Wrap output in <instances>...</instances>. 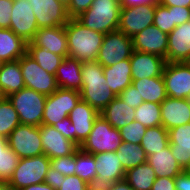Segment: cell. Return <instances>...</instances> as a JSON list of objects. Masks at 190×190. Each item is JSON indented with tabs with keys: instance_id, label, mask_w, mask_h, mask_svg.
I'll return each mask as SVG.
<instances>
[{
	"instance_id": "cell-1",
	"label": "cell",
	"mask_w": 190,
	"mask_h": 190,
	"mask_svg": "<svg viewBox=\"0 0 190 190\" xmlns=\"http://www.w3.org/2000/svg\"><path fill=\"white\" fill-rule=\"evenodd\" d=\"M81 74V100L87 102L100 113L116 97L106 85L103 67L97 61L83 62Z\"/></svg>"
},
{
	"instance_id": "cell-2",
	"label": "cell",
	"mask_w": 190,
	"mask_h": 190,
	"mask_svg": "<svg viewBox=\"0 0 190 190\" xmlns=\"http://www.w3.org/2000/svg\"><path fill=\"white\" fill-rule=\"evenodd\" d=\"M69 57L79 62L96 61L105 34L91 30L76 18H70L65 25Z\"/></svg>"
},
{
	"instance_id": "cell-3",
	"label": "cell",
	"mask_w": 190,
	"mask_h": 190,
	"mask_svg": "<svg viewBox=\"0 0 190 190\" xmlns=\"http://www.w3.org/2000/svg\"><path fill=\"white\" fill-rule=\"evenodd\" d=\"M120 9L115 0H93L91 7L76 19L91 30L107 34L118 30Z\"/></svg>"
},
{
	"instance_id": "cell-4",
	"label": "cell",
	"mask_w": 190,
	"mask_h": 190,
	"mask_svg": "<svg viewBox=\"0 0 190 190\" xmlns=\"http://www.w3.org/2000/svg\"><path fill=\"white\" fill-rule=\"evenodd\" d=\"M7 98L18 113L21 124L36 127L42 125L47 95L24 87L19 92L13 93Z\"/></svg>"
},
{
	"instance_id": "cell-5",
	"label": "cell",
	"mask_w": 190,
	"mask_h": 190,
	"mask_svg": "<svg viewBox=\"0 0 190 190\" xmlns=\"http://www.w3.org/2000/svg\"><path fill=\"white\" fill-rule=\"evenodd\" d=\"M122 143L119 129L112 127L101 115L93 123L92 130L79 146L90 154L116 152Z\"/></svg>"
},
{
	"instance_id": "cell-6",
	"label": "cell",
	"mask_w": 190,
	"mask_h": 190,
	"mask_svg": "<svg viewBox=\"0 0 190 190\" xmlns=\"http://www.w3.org/2000/svg\"><path fill=\"white\" fill-rule=\"evenodd\" d=\"M50 166V159L45 154L19 159L16 169L7 183L9 190H20L45 182V176Z\"/></svg>"
},
{
	"instance_id": "cell-7",
	"label": "cell",
	"mask_w": 190,
	"mask_h": 190,
	"mask_svg": "<svg viewBox=\"0 0 190 190\" xmlns=\"http://www.w3.org/2000/svg\"><path fill=\"white\" fill-rule=\"evenodd\" d=\"M80 100V91L59 87L46 98L42 125L53 126L69 117L70 112Z\"/></svg>"
},
{
	"instance_id": "cell-8",
	"label": "cell",
	"mask_w": 190,
	"mask_h": 190,
	"mask_svg": "<svg viewBox=\"0 0 190 190\" xmlns=\"http://www.w3.org/2000/svg\"><path fill=\"white\" fill-rule=\"evenodd\" d=\"M133 41L119 30L108 32L103 38L96 61L102 66H113L122 60L130 59Z\"/></svg>"
},
{
	"instance_id": "cell-9",
	"label": "cell",
	"mask_w": 190,
	"mask_h": 190,
	"mask_svg": "<svg viewBox=\"0 0 190 190\" xmlns=\"http://www.w3.org/2000/svg\"><path fill=\"white\" fill-rule=\"evenodd\" d=\"M7 142L20 159L43 154L40 127L20 124L7 137Z\"/></svg>"
},
{
	"instance_id": "cell-10",
	"label": "cell",
	"mask_w": 190,
	"mask_h": 190,
	"mask_svg": "<svg viewBox=\"0 0 190 190\" xmlns=\"http://www.w3.org/2000/svg\"><path fill=\"white\" fill-rule=\"evenodd\" d=\"M19 64L27 88L47 96L59 88L55 75L41 68L27 52L19 59Z\"/></svg>"
},
{
	"instance_id": "cell-11",
	"label": "cell",
	"mask_w": 190,
	"mask_h": 190,
	"mask_svg": "<svg viewBox=\"0 0 190 190\" xmlns=\"http://www.w3.org/2000/svg\"><path fill=\"white\" fill-rule=\"evenodd\" d=\"M162 77L167 96L177 99L190 96V62H166Z\"/></svg>"
},
{
	"instance_id": "cell-12",
	"label": "cell",
	"mask_w": 190,
	"mask_h": 190,
	"mask_svg": "<svg viewBox=\"0 0 190 190\" xmlns=\"http://www.w3.org/2000/svg\"><path fill=\"white\" fill-rule=\"evenodd\" d=\"M156 5L121 7L118 30L133 38L146 27L153 25Z\"/></svg>"
},
{
	"instance_id": "cell-13",
	"label": "cell",
	"mask_w": 190,
	"mask_h": 190,
	"mask_svg": "<svg viewBox=\"0 0 190 190\" xmlns=\"http://www.w3.org/2000/svg\"><path fill=\"white\" fill-rule=\"evenodd\" d=\"M10 29L25 42H30L38 31L36 16L27 0H14Z\"/></svg>"
},
{
	"instance_id": "cell-14",
	"label": "cell",
	"mask_w": 190,
	"mask_h": 190,
	"mask_svg": "<svg viewBox=\"0 0 190 190\" xmlns=\"http://www.w3.org/2000/svg\"><path fill=\"white\" fill-rule=\"evenodd\" d=\"M132 41L134 51L159 55L167 62L168 34L155 25H150L137 33Z\"/></svg>"
},
{
	"instance_id": "cell-15",
	"label": "cell",
	"mask_w": 190,
	"mask_h": 190,
	"mask_svg": "<svg viewBox=\"0 0 190 190\" xmlns=\"http://www.w3.org/2000/svg\"><path fill=\"white\" fill-rule=\"evenodd\" d=\"M40 136L43 146V154L49 159L74 154L79 146L65 138L53 126L41 125Z\"/></svg>"
},
{
	"instance_id": "cell-16",
	"label": "cell",
	"mask_w": 190,
	"mask_h": 190,
	"mask_svg": "<svg viewBox=\"0 0 190 190\" xmlns=\"http://www.w3.org/2000/svg\"><path fill=\"white\" fill-rule=\"evenodd\" d=\"M29 4L36 16L38 28L65 26L70 19L67 7L60 1L29 2Z\"/></svg>"
},
{
	"instance_id": "cell-17",
	"label": "cell",
	"mask_w": 190,
	"mask_h": 190,
	"mask_svg": "<svg viewBox=\"0 0 190 190\" xmlns=\"http://www.w3.org/2000/svg\"><path fill=\"white\" fill-rule=\"evenodd\" d=\"M30 42L63 58L69 56L65 26L41 27Z\"/></svg>"
},
{
	"instance_id": "cell-18",
	"label": "cell",
	"mask_w": 190,
	"mask_h": 190,
	"mask_svg": "<svg viewBox=\"0 0 190 190\" xmlns=\"http://www.w3.org/2000/svg\"><path fill=\"white\" fill-rule=\"evenodd\" d=\"M96 162V186H105L125 178L123 168L116 152L94 154Z\"/></svg>"
},
{
	"instance_id": "cell-19",
	"label": "cell",
	"mask_w": 190,
	"mask_h": 190,
	"mask_svg": "<svg viewBox=\"0 0 190 190\" xmlns=\"http://www.w3.org/2000/svg\"><path fill=\"white\" fill-rule=\"evenodd\" d=\"M99 112L87 102L80 100L70 112L69 118L73 124V142L80 146L92 130L94 120Z\"/></svg>"
},
{
	"instance_id": "cell-20",
	"label": "cell",
	"mask_w": 190,
	"mask_h": 190,
	"mask_svg": "<svg viewBox=\"0 0 190 190\" xmlns=\"http://www.w3.org/2000/svg\"><path fill=\"white\" fill-rule=\"evenodd\" d=\"M166 59L159 55L133 51L130 57L132 80L162 76Z\"/></svg>"
},
{
	"instance_id": "cell-21",
	"label": "cell",
	"mask_w": 190,
	"mask_h": 190,
	"mask_svg": "<svg viewBox=\"0 0 190 190\" xmlns=\"http://www.w3.org/2000/svg\"><path fill=\"white\" fill-rule=\"evenodd\" d=\"M167 62H190V20L168 34Z\"/></svg>"
},
{
	"instance_id": "cell-22",
	"label": "cell",
	"mask_w": 190,
	"mask_h": 190,
	"mask_svg": "<svg viewBox=\"0 0 190 190\" xmlns=\"http://www.w3.org/2000/svg\"><path fill=\"white\" fill-rule=\"evenodd\" d=\"M160 106L162 126L166 130L190 122V105L187 99H177L167 96Z\"/></svg>"
},
{
	"instance_id": "cell-23",
	"label": "cell",
	"mask_w": 190,
	"mask_h": 190,
	"mask_svg": "<svg viewBox=\"0 0 190 190\" xmlns=\"http://www.w3.org/2000/svg\"><path fill=\"white\" fill-rule=\"evenodd\" d=\"M169 147L179 166L190 170V122L168 130Z\"/></svg>"
},
{
	"instance_id": "cell-24",
	"label": "cell",
	"mask_w": 190,
	"mask_h": 190,
	"mask_svg": "<svg viewBox=\"0 0 190 190\" xmlns=\"http://www.w3.org/2000/svg\"><path fill=\"white\" fill-rule=\"evenodd\" d=\"M81 68L82 62L69 56L64 57L55 74L58 87L80 91L82 89Z\"/></svg>"
},
{
	"instance_id": "cell-25",
	"label": "cell",
	"mask_w": 190,
	"mask_h": 190,
	"mask_svg": "<svg viewBox=\"0 0 190 190\" xmlns=\"http://www.w3.org/2000/svg\"><path fill=\"white\" fill-rule=\"evenodd\" d=\"M106 85L118 96L132 84L130 59H125L113 66L103 67Z\"/></svg>"
},
{
	"instance_id": "cell-26",
	"label": "cell",
	"mask_w": 190,
	"mask_h": 190,
	"mask_svg": "<svg viewBox=\"0 0 190 190\" xmlns=\"http://www.w3.org/2000/svg\"><path fill=\"white\" fill-rule=\"evenodd\" d=\"M112 127L120 129L135 120V108L129 107L116 96L99 113Z\"/></svg>"
},
{
	"instance_id": "cell-27",
	"label": "cell",
	"mask_w": 190,
	"mask_h": 190,
	"mask_svg": "<svg viewBox=\"0 0 190 190\" xmlns=\"http://www.w3.org/2000/svg\"><path fill=\"white\" fill-rule=\"evenodd\" d=\"M147 162L153 168L156 177L175 178L184 171L172 155L169 145L165 149L147 156Z\"/></svg>"
},
{
	"instance_id": "cell-28",
	"label": "cell",
	"mask_w": 190,
	"mask_h": 190,
	"mask_svg": "<svg viewBox=\"0 0 190 190\" xmlns=\"http://www.w3.org/2000/svg\"><path fill=\"white\" fill-rule=\"evenodd\" d=\"M27 51V42L11 29H0V59L3 62L19 60Z\"/></svg>"
},
{
	"instance_id": "cell-29",
	"label": "cell",
	"mask_w": 190,
	"mask_h": 190,
	"mask_svg": "<svg viewBox=\"0 0 190 190\" xmlns=\"http://www.w3.org/2000/svg\"><path fill=\"white\" fill-rule=\"evenodd\" d=\"M132 85L144 102L161 104L167 98L162 76L132 80Z\"/></svg>"
},
{
	"instance_id": "cell-30",
	"label": "cell",
	"mask_w": 190,
	"mask_h": 190,
	"mask_svg": "<svg viewBox=\"0 0 190 190\" xmlns=\"http://www.w3.org/2000/svg\"><path fill=\"white\" fill-rule=\"evenodd\" d=\"M25 86L19 60L4 62L0 70V88L5 97L19 92Z\"/></svg>"
},
{
	"instance_id": "cell-31",
	"label": "cell",
	"mask_w": 190,
	"mask_h": 190,
	"mask_svg": "<svg viewBox=\"0 0 190 190\" xmlns=\"http://www.w3.org/2000/svg\"><path fill=\"white\" fill-rule=\"evenodd\" d=\"M124 179L134 190H151L156 175L153 168L146 161L137 167L126 170Z\"/></svg>"
},
{
	"instance_id": "cell-32",
	"label": "cell",
	"mask_w": 190,
	"mask_h": 190,
	"mask_svg": "<svg viewBox=\"0 0 190 190\" xmlns=\"http://www.w3.org/2000/svg\"><path fill=\"white\" fill-rule=\"evenodd\" d=\"M147 156L165 149L169 145L168 130L162 125L147 128L140 142Z\"/></svg>"
},
{
	"instance_id": "cell-33",
	"label": "cell",
	"mask_w": 190,
	"mask_h": 190,
	"mask_svg": "<svg viewBox=\"0 0 190 190\" xmlns=\"http://www.w3.org/2000/svg\"><path fill=\"white\" fill-rule=\"evenodd\" d=\"M120 162L125 170L137 167L147 161L145 150L140 144L127 143L122 141L120 147L116 151Z\"/></svg>"
},
{
	"instance_id": "cell-34",
	"label": "cell",
	"mask_w": 190,
	"mask_h": 190,
	"mask_svg": "<svg viewBox=\"0 0 190 190\" xmlns=\"http://www.w3.org/2000/svg\"><path fill=\"white\" fill-rule=\"evenodd\" d=\"M75 175L90 186L96 185V162L94 154L84 152L80 148L75 152Z\"/></svg>"
},
{
	"instance_id": "cell-35",
	"label": "cell",
	"mask_w": 190,
	"mask_h": 190,
	"mask_svg": "<svg viewBox=\"0 0 190 190\" xmlns=\"http://www.w3.org/2000/svg\"><path fill=\"white\" fill-rule=\"evenodd\" d=\"M48 73L55 75L57 68L63 61V57L41 47H36L31 42L27 43L26 51Z\"/></svg>"
},
{
	"instance_id": "cell-36",
	"label": "cell",
	"mask_w": 190,
	"mask_h": 190,
	"mask_svg": "<svg viewBox=\"0 0 190 190\" xmlns=\"http://www.w3.org/2000/svg\"><path fill=\"white\" fill-rule=\"evenodd\" d=\"M19 157L8 146L7 138L0 136V180L8 183L17 167Z\"/></svg>"
},
{
	"instance_id": "cell-37",
	"label": "cell",
	"mask_w": 190,
	"mask_h": 190,
	"mask_svg": "<svg viewBox=\"0 0 190 190\" xmlns=\"http://www.w3.org/2000/svg\"><path fill=\"white\" fill-rule=\"evenodd\" d=\"M135 121L147 128L162 125L161 106L154 102H143L135 109Z\"/></svg>"
},
{
	"instance_id": "cell-38",
	"label": "cell",
	"mask_w": 190,
	"mask_h": 190,
	"mask_svg": "<svg viewBox=\"0 0 190 190\" xmlns=\"http://www.w3.org/2000/svg\"><path fill=\"white\" fill-rule=\"evenodd\" d=\"M20 124L18 113L8 98L0 100V136L7 138Z\"/></svg>"
},
{
	"instance_id": "cell-39",
	"label": "cell",
	"mask_w": 190,
	"mask_h": 190,
	"mask_svg": "<svg viewBox=\"0 0 190 190\" xmlns=\"http://www.w3.org/2000/svg\"><path fill=\"white\" fill-rule=\"evenodd\" d=\"M147 127L138 121H133L119 129L121 139L127 143L140 144L142 137L145 135Z\"/></svg>"
},
{
	"instance_id": "cell-40",
	"label": "cell",
	"mask_w": 190,
	"mask_h": 190,
	"mask_svg": "<svg viewBox=\"0 0 190 190\" xmlns=\"http://www.w3.org/2000/svg\"><path fill=\"white\" fill-rule=\"evenodd\" d=\"M153 25L166 34L176 27L175 24H172V11L168 10V6L160 3L156 5Z\"/></svg>"
},
{
	"instance_id": "cell-41",
	"label": "cell",
	"mask_w": 190,
	"mask_h": 190,
	"mask_svg": "<svg viewBox=\"0 0 190 190\" xmlns=\"http://www.w3.org/2000/svg\"><path fill=\"white\" fill-rule=\"evenodd\" d=\"M50 165L65 177L75 175V153L68 156L50 159Z\"/></svg>"
},
{
	"instance_id": "cell-42",
	"label": "cell",
	"mask_w": 190,
	"mask_h": 190,
	"mask_svg": "<svg viewBox=\"0 0 190 190\" xmlns=\"http://www.w3.org/2000/svg\"><path fill=\"white\" fill-rule=\"evenodd\" d=\"M119 98L124 101L129 107L138 108L143 103L142 97L139 96L136 88L131 84L119 95Z\"/></svg>"
},
{
	"instance_id": "cell-43",
	"label": "cell",
	"mask_w": 190,
	"mask_h": 190,
	"mask_svg": "<svg viewBox=\"0 0 190 190\" xmlns=\"http://www.w3.org/2000/svg\"><path fill=\"white\" fill-rule=\"evenodd\" d=\"M61 188L58 190H88L90 185L83 181L77 175H69L61 182Z\"/></svg>"
},
{
	"instance_id": "cell-44",
	"label": "cell",
	"mask_w": 190,
	"mask_h": 190,
	"mask_svg": "<svg viewBox=\"0 0 190 190\" xmlns=\"http://www.w3.org/2000/svg\"><path fill=\"white\" fill-rule=\"evenodd\" d=\"M14 0H0V29H10Z\"/></svg>"
},
{
	"instance_id": "cell-45",
	"label": "cell",
	"mask_w": 190,
	"mask_h": 190,
	"mask_svg": "<svg viewBox=\"0 0 190 190\" xmlns=\"http://www.w3.org/2000/svg\"><path fill=\"white\" fill-rule=\"evenodd\" d=\"M93 0H71L67 6V13L70 18H77L91 7Z\"/></svg>"
},
{
	"instance_id": "cell-46",
	"label": "cell",
	"mask_w": 190,
	"mask_h": 190,
	"mask_svg": "<svg viewBox=\"0 0 190 190\" xmlns=\"http://www.w3.org/2000/svg\"><path fill=\"white\" fill-rule=\"evenodd\" d=\"M172 11V24L175 26L182 25L190 20V8L187 7H168Z\"/></svg>"
},
{
	"instance_id": "cell-47",
	"label": "cell",
	"mask_w": 190,
	"mask_h": 190,
	"mask_svg": "<svg viewBox=\"0 0 190 190\" xmlns=\"http://www.w3.org/2000/svg\"><path fill=\"white\" fill-rule=\"evenodd\" d=\"M62 180H65V176L50 166L45 176V183L49 184L55 190H58L61 188Z\"/></svg>"
},
{
	"instance_id": "cell-48",
	"label": "cell",
	"mask_w": 190,
	"mask_h": 190,
	"mask_svg": "<svg viewBox=\"0 0 190 190\" xmlns=\"http://www.w3.org/2000/svg\"><path fill=\"white\" fill-rule=\"evenodd\" d=\"M53 127L65 138H68L73 142V124L71 123L69 117L65 118L62 121H59L57 124H54Z\"/></svg>"
},
{
	"instance_id": "cell-49",
	"label": "cell",
	"mask_w": 190,
	"mask_h": 190,
	"mask_svg": "<svg viewBox=\"0 0 190 190\" xmlns=\"http://www.w3.org/2000/svg\"><path fill=\"white\" fill-rule=\"evenodd\" d=\"M151 190H176L174 178L156 177Z\"/></svg>"
},
{
	"instance_id": "cell-50",
	"label": "cell",
	"mask_w": 190,
	"mask_h": 190,
	"mask_svg": "<svg viewBox=\"0 0 190 190\" xmlns=\"http://www.w3.org/2000/svg\"><path fill=\"white\" fill-rule=\"evenodd\" d=\"M176 190H190V170L183 171L174 178Z\"/></svg>"
},
{
	"instance_id": "cell-51",
	"label": "cell",
	"mask_w": 190,
	"mask_h": 190,
	"mask_svg": "<svg viewBox=\"0 0 190 190\" xmlns=\"http://www.w3.org/2000/svg\"><path fill=\"white\" fill-rule=\"evenodd\" d=\"M160 0H124L120 6L121 7H134V6H144V5H157Z\"/></svg>"
},
{
	"instance_id": "cell-52",
	"label": "cell",
	"mask_w": 190,
	"mask_h": 190,
	"mask_svg": "<svg viewBox=\"0 0 190 190\" xmlns=\"http://www.w3.org/2000/svg\"><path fill=\"white\" fill-rule=\"evenodd\" d=\"M104 187L106 190H134L125 179L115 181L111 184L105 185Z\"/></svg>"
},
{
	"instance_id": "cell-53",
	"label": "cell",
	"mask_w": 190,
	"mask_h": 190,
	"mask_svg": "<svg viewBox=\"0 0 190 190\" xmlns=\"http://www.w3.org/2000/svg\"><path fill=\"white\" fill-rule=\"evenodd\" d=\"M160 4L168 7H187L190 8V0H160Z\"/></svg>"
},
{
	"instance_id": "cell-54",
	"label": "cell",
	"mask_w": 190,
	"mask_h": 190,
	"mask_svg": "<svg viewBox=\"0 0 190 190\" xmlns=\"http://www.w3.org/2000/svg\"><path fill=\"white\" fill-rule=\"evenodd\" d=\"M20 190H55L54 188H52L49 184L42 182L39 184H35V185H30L27 187H24Z\"/></svg>"
},
{
	"instance_id": "cell-55",
	"label": "cell",
	"mask_w": 190,
	"mask_h": 190,
	"mask_svg": "<svg viewBox=\"0 0 190 190\" xmlns=\"http://www.w3.org/2000/svg\"><path fill=\"white\" fill-rule=\"evenodd\" d=\"M88 190H106L104 186H96L92 185L88 188Z\"/></svg>"
},
{
	"instance_id": "cell-56",
	"label": "cell",
	"mask_w": 190,
	"mask_h": 190,
	"mask_svg": "<svg viewBox=\"0 0 190 190\" xmlns=\"http://www.w3.org/2000/svg\"><path fill=\"white\" fill-rule=\"evenodd\" d=\"M0 190H9L6 182L0 180Z\"/></svg>"
},
{
	"instance_id": "cell-57",
	"label": "cell",
	"mask_w": 190,
	"mask_h": 190,
	"mask_svg": "<svg viewBox=\"0 0 190 190\" xmlns=\"http://www.w3.org/2000/svg\"><path fill=\"white\" fill-rule=\"evenodd\" d=\"M63 3L66 7L70 4L71 0H58Z\"/></svg>"
},
{
	"instance_id": "cell-58",
	"label": "cell",
	"mask_w": 190,
	"mask_h": 190,
	"mask_svg": "<svg viewBox=\"0 0 190 190\" xmlns=\"http://www.w3.org/2000/svg\"><path fill=\"white\" fill-rule=\"evenodd\" d=\"M28 2L58 1V0H27Z\"/></svg>"
},
{
	"instance_id": "cell-59",
	"label": "cell",
	"mask_w": 190,
	"mask_h": 190,
	"mask_svg": "<svg viewBox=\"0 0 190 190\" xmlns=\"http://www.w3.org/2000/svg\"><path fill=\"white\" fill-rule=\"evenodd\" d=\"M5 98V96H4V94H3V92H2V90H1V88H0V100H2V99H4Z\"/></svg>"
},
{
	"instance_id": "cell-60",
	"label": "cell",
	"mask_w": 190,
	"mask_h": 190,
	"mask_svg": "<svg viewBox=\"0 0 190 190\" xmlns=\"http://www.w3.org/2000/svg\"><path fill=\"white\" fill-rule=\"evenodd\" d=\"M4 62L0 59V70L2 69Z\"/></svg>"
},
{
	"instance_id": "cell-61",
	"label": "cell",
	"mask_w": 190,
	"mask_h": 190,
	"mask_svg": "<svg viewBox=\"0 0 190 190\" xmlns=\"http://www.w3.org/2000/svg\"><path fill=\"white\" fill-rule=\"evenodd\" d=\"M115 1L121 4L124 0H115Z\"/></svg>"
},
{
	"instance_id": "cell-62",
	"label": "cell",
	"mask_w": 190,
	"mask_h": 190,
	"mask_svg": "<svg viewBox=\"0 0 190 190\" xmlns=\"http://www.w3.org/2000/svg\"><path fill=\"white\" fill-rule=\"evenodd\" d=\"M188 102H189V105H190V96L187 98Z\"/></svg>"
}]
</instances>
